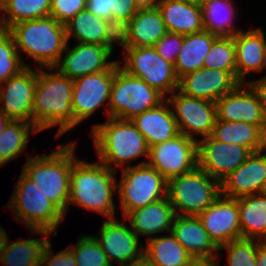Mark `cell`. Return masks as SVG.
Here are the masks:
<instances>
[{"label":"cell","instance_id":"1","mask_svg":"<svg viewBox=\"0 0 266 266\" xmlns=\"http://www.w3.org/2000/svg\"><path fill=\"white\" fill-rule=\"evenodd\" d=\"M73 86V80L58 70L50 73L38 67L32 123L39 131L60 124L56 134L60 137L74 128Z\"/></svg>","mask_w":266,"mask_h":266},{"label":"cell","instance_id":"2","mask_svg":"<svg viewBox=\"0 0 266 266\" xmlns=\"http://www.w3.org/2000/svg\"><path fill=\"white\" fill-rule=\"evenodd\" d=\"M114 174L103 163L76 159L72 164L68 207L73 203L108 219L115 218L113 193L117 191V179Z\"/></svg>","mask_w":266,"mask_h":266},{"label":"cell","instance_id":"3","mask_svg":"<svg viewBox=\"0 0 266 266\" xmlns=\"http://www.w3.org/2000/svg\"><path fill=\"white\" fill-rule=\"evenodd\" d=\"M8 31L18 53L22 49L41 68H54L62 59L67 45L66 27L53 16L22 21L12 25Z\"/></svg>","mask_w":266,"mask_h":266},{"label":"cell","instance_id":"4","mask_svg":"<svg viewBox=\"0 0 266 266\" xmlns=\"http://www.w3.org/2000/svg\"><path fill=\"white\" fill-rule=\"evenodd\" d=\"M90 135L100 163L115 172L125 162L144 155L148 158L149 147L131 120L109 117L106 123L93 125Z\"/></svg>","mask_w":266,"mask_h":266},{"label":"cell","instance_id":"5","mask_svg":"<svg viewBox=\"0 0 266 266\" xmlns=\"http://www.w3.org/2000/svg\"><path fill=\"white\" fill-rule=\"evenodd\" d=\"M58 147V150L45 156H29L22 171L66 216L72 164L77 158L74 156V142Z\"/></svg>","mask_w":266,"mask_h":266},{"label":"cell","instance_id":"6","mask_svg":"<svg viewBox=\"0 0 266 266\" xmlns=\"http://www.w3.org/2000/svg\"><path fill=\"white\" fill-rule=\"evenodd\" d=\"M12 194L7 207L13 211L16 221H23L29 229H42L57 234L55 230L64 219V213L23 171Z\"/></svg>","mask_w":266,"mask_h":266},{"label":"cell","instance_id":"7","mask_svg":"<svg viewBox=\"0 0 266 266\" xmlns=\"http://www.w3.org/2000/svg\"><path fill=\"white\" fill-rule=\"evenodd\" d=\"M166 100L163 94L150 87L141 78L127 73L120 67L114 69L107 112L109 117L132 120L146 110L159 106Z\"/></svg>","mask_w":266,"mask_h":266},{"label":"cell","instance_id":"8","mask_svg":"<svg viewBox=\"0 0 266 266\" xmlns=\"http://www.w3.org/2000/svg\"><path fill=\"white\" fill-rule=\"evenodd\" d=\"M220 195V182L198 166L168 181L167 197L177 215L198 216Z\"/></svg>","mask_w":266,"mask_h":266},{"label":"cell","instance_id":"9","mask_svg":"<svg viewBox=\"0 0 266 266\" xmlns=\"http://www.w3.org/2000/svg\"><path fill=\"white\" fill-rule=\"evenodd\" d=\"M116 193L126 217L131 211L167 197L168 181L147 162L122 168Z\"/></svg>","mask_w":266,"mask_h":266},{"label":"cell","instance_id":"10","mask_svg":"<svg viewBox=\"0 0 266 266\" xmlns=\"http://www.w3.org/2000/svg\"><path fill=\"white\" fill-rule=\"evenodd\" d=\"M124 52L125 65L119 64L127 73L141 78L164 96L178 90L174 65L165 61L154 47H128Z\"/></svg>","mask_w":266,"mask_h":266},{"label":"cell","instance_id":"11","mask_svg":"<svg viewBox=\"0 0 266 266\" xmlns=\"http://www.w3.org/2000/svg\"><path fill=\"white\" fill-rule=\"evenodd\" d=\"M148 162L167 181L198 166L197 140L180 133L163 143L150 146Z\"/></svg>","mask_w":266,"mask_h":266},{"label":"cell","instance_id":"12","mask_svg":"<svg viewBox=\"0 0 266 266\" xmlns=\"http://www.w3.org/2000/svg\"><path fill=\"white\" fill-rule=\"evenodd\" d=\"M177 91L178 93L174 91L166 100L174 107L172 111L179 132L193 140H197L194 134H199L201 139L211 136L217 119L216 103L189 97Z\"/></svg>","mask_w":266,"mask_h":266},{"label":"cell","instance_id":"13","mask_svg":"<svg viewBox=\"0 0 266 266\" xmlns=\"http://www.w3.org/2000/svg\"><path fill=\"white\" fill-rule=\"evenodd\" d=\"M252 153L247 147L221 142L211 136L197 140L198 167L220 183Z\"/></svg>","mask_w":266,"mask_h":266},{"label":"cell","instance_id":"14","mask_svg":"<svg viewBox=\"0 0 266 266\" xmlns=\"http://www.w3.org/2000/svg\"><path fill=\"white\" fill-rule=\"evenodd\" d=\"M114 69L88 74L73 80L72 109L74 127L87 120L110 99Z\"/></svg>","mask_w":266,"mask_h":266},{"label":"cell","instance_id":"15","mask_svg":"<svg viewBox=\"0 0 266 266\" xmlns=\"http://www.w3.org/2000/svg\"><path fill=\"white\" fill-rule=\"evenodd\" d=\"M66 55L50 71L57 70L72 80L94 74L108 69H115L119 61H108L112 51L105 45L80 43L74 48H69L68 42L65 47Z\"/></svg>","mask_w":266,"mask_h":266},{"label":"cell","instance_id":"16","mask_svg":"<svg viewBox=\"0 0 266 266\" xmlns=\"http://www.w3.org/2000/svg\"><path fill=\"white\" fill-rule=\"evenodd\" d=\"M100 236H94L113 265L116 260L120 266H128L144 257V247L139 248V237L124 222L108 219L100 227ZM129 263V264H128Z\"/></svg>","mask_w":266,"mask_h":266},{"label":"cell","instance_id":"17","mask_svg":"<svg viewBox=\"0 0 266 266\" xmlns=\"http://www.w3.org/2000/svg\"><path fill=\"white\" fill-rule=\"evenodd\" d=\"M5 83V84H4ZM4 84L5 88L2 86ZM37 72L27 67L20 74L0 84V111L11 120L32 123V108ZM3 87V89H2Z\"/></svg>","mask_w":266,"mask_h":266},{"label":"cell","instance_id":"18","mask_svg":"<svg viewBox=\"0 0 266 266\" xmlns=\"http://www.w3.org/2000/svg\"><path fill=\"white\" fill-rule=\"evenodd\" d=\"M198 218L218 248L241 238L237 198L220 195Z\"/></svg>","mask_w":266,"mask_h":266},{"label":"cell","instance_id":"19","mask_svg":"<svg viewBox=\"0 0 266 266\" xmlns=\"http://www.w3.org/2000/svg\"><path fill=\"white\" fill-rule=\"evenodd\" d=\"M244 85L240 83L215 102L217 119L257 125L266 134V120L258 96L248 83L246 89L242 88Z\"/></svg>","mask_w":266,"mask_h":266},{"label":"cell","instance_id":"20","mask_svg":"<svg viewBox=\"0 0 266 266\" xmlns=\"http://www.w3.org/2000/svg\"><path fill=\"white\" fill-rule=\"evenodd\" d=\"M239 84L231 72L203 67L182 76L179 79L178 90L189 97L216 102Z\"/></svg>","mask_w":266,"mask_h":266},{"label":"cell","instance_id":"21","mask_svg":"<svg viewBox=\"0 0 266 266\" xmlns=\"http://www.w3.org/2000/svg\"><path fill=\"white\" fill-rule=\"evenodd\" d=\"M265 150L252 153L236 170L220 183L221 195L239 198L266 192V153Z\"/></svg>","mask_w":266,"mask_h":266},{"label":"cell","instance_id":"22","mask_svg":"<svg viewBox=\"0 0 266 266\" xmlns=\"http://www.w3.org/2000/svg\"><path fill=\"white\" fill-rule=\"evenodd\" d=\"M261 28L243 30L236 33L235 57H236V78L245 84V75L248 72H261L266 68V39Z\"/></svg>","mask_w":266,"mask_h":266},{"label":"cell","instance_id":"23","mask_svg":"<svg viewBox=\"0 0 266 266\" xmlns=\"http://www.w3.org/2000/svg\"><path fill=\"white\" fill-rule=\"evenodd\" d=\"M171 232L193 258H218V247L210 239L198 216L176 214Z\"/></svg>","mask_w":266,"mask_h":266},{"label":"cell","instance_id":"24","mask_svg":"<svg viewBox=\"0 0 266 266\" xmlns=\"http://www.w3.org/2000/svg\"><path fill=\"white\" fill-rule=\"evenodd\" d=\"M168 106L169 102L165 100L159 106L146 110L131 120L144 136L148 147L163 143L180 134L173 111Z\"/></svg>","mask_w":266,"mask_h":266},{"label":"cell","instance_id":"25","mask_svg":"<svg viewBox=\"0 0 266 266\" xmlns=\"http://www.w3.org/2000/svg\"><path fill=\"white\" fill-rule=\"evenodd\" d=\"M157 7L168 32L189 35L204 30L200 4L183 0H159Z\"/></svg>","mask_w":266,"mask_h":266},{"label":"cell","instance_id":"26","mask_svg":"<svg viewBox=\"0 0 266 266\" xmlns=\"http://www.w3.org/2000/svg\"><path fill=\"white\" fill-rule=\"evenodd\" d=\"M175 216L174 207L171 205L169 198L166 197L131 211L125 219H129L131 229L138 237L146 235L150 239L151 235L160 232L170 233Z\"/></svg>","mask_w":266,"mask_h":266},{"label":"cell","instance_id":"27","mask_svg":"<svg viewBox=\"0 0 266 266\" xmlns=\"http://www.w3.org/2000/svg\"><path fill=\"white\" fill-rule=\"evenodd\" d=\"M158 7L139 9L128 26V47H153L167 33Z\"/></svg>","mask_w":266,"mask_h":266},{"label":"cell","instance_id":"28","mask_svg":"<svg viewBox=\"0 0 266 266\" xmlns=\"http://www.w3.org/2000/svg\"><path fill=\"white\" fill-rule=\"evenodd\" d=\"M217 37L218 35L205 29L197 33L183 35L182 47L174 65L178 79L203 68L204 59Z\"/></svg>","mask_w":266,"mask_h":266},{"label":"cell","instance_id":"29","mask_svg":"<svg viewBox=\"0 0 266 266\" xmlns=\"http://www.w3.org/2000/svg\"><path fill=\"white\" fill-rule=\"evenodd\" d=\"M30 232L31 234H40L43 237L40 239H18V241L11 243L7 236L0 256V263L5 266H40L44 249L51 241L46 237L52 233L42 229H30Z\"/></svg>","mask_w":266,"mask_h":266},{"label":"cell","instance_id":"30","mask_svg":"<svg viewBox=\"0 0 266 266\" xmlns=\"http://www.w3.org/2000/svg\"><path fill=\"white\" fill-rule=\"evenodd\" d=\"M211 137L221 142L247 147L253 153L266 150V134L257 125L246 122L216 119Z\"/></svg>","mask_w":266,"mask_h":266},{"label":"cell","instance_id":"31","mask_svg":"<svg viewBox=\"0 0 266 266\" xmlns=\"http://www.w3.org/2000/svg\"><path fill=\"white\" fill-rule=\"evenodd\" d=\"M241 238L266 241V192L237 198Z\"/></svg>","mask_w":266,"mask_h":266},{"label":"cell","instance_id":"32","mask_svg":"<svg viewBox=\"0 0 266 266\" xmlns=\"http://www.w3.org/2000/svg\"><path fill=\"white\" fill-rule=\"evenodd\" d=\"M147 241L144 257L155 266H184L193 258L172 232L168 237H151Z\"/></svg>","mask_w":266,"mask_h":266},{"label":"cell","instance_id":"33","mask_svg":"<svg viewBox=\"0 0 266 266\" xmlns=\"http://www.w3.org/2000/svg\"><path fill=\"white\" fill-rule=\"evenodd\" d=\"M106 26L107 20L83 9L65 24L67 42L74 36L77 43L105 45Z\"/></svg>","mask_w":266,"mask_h":266},{"label":"cell","instance_id":"34","mask_svg":"<svg viewBox=\"0 0 266 266\" xmlns=\"http://www.w3.org/2000/svg\"><path fill=\"white\" fill-rule=\"evenodd\" d=\"M52 0H2L0 12L7 16L0 18V28L8 30L12 25L36 20L50 15Z\"/></svg>","mask_w":266,"mask_h":266},{"label":"cell","instance_id":"35","mask_svg":"<svg viewBox=\"0 0 266 266\" xmlns=\"http://www.w3.org/2000/svg\"><path fill=\"white\" fill-rule=\"evenodd\" d=\"M32 127V128H31ZM30 130L40 132L33 123L11 120L0 133V166L16 159L27 147Z\"/></svg>","mask_w":266,"mask_h":266},{"label":"cell","instance_id":"36","mask_svg":"<svg viewBox=\"0 0 266 266\" xmlns=\"http://www.w3.org/2000/svg\"><path fill=\"white\" fill-rule=\"evenodd\" d=\"M201 6L205 30L218 36H234L240 31L231 22L235 16L231 0H203Z\"/></svg>","mask_w":266,"mask_h":266},{"label":"cell","instance_id":"37","mask_svg":"<svg viewBox=\"0 0 266 266\" xmlns=\"http://www.w3.org/2000/svg\"><path fill=\"white\" fill-rule=\"evenodd\" d=\"M203 67L228 71L236 77L234 37L218 36L204 59Z\"/></svg>","mask_w":266,"mask_h":266},{"label":"cell","instance_id":"38","mask_svg":"<svg viewBox=\"0 0 266 266\" xmlns=\"http://www.w3.org/2000/svg\"><path fill=\"white\" fill-rule=\"evenodd\" d=\"M20 55L11 33L0 28V84L29 67Z\"/></svg>","mask_w":266,"mask_h":266},{"label":"cell","instance_id":"39","mask_svg":"<svg viewBox=\"0 0 266 266\" xmlns=\"http://www.w3.org/2000/svg\"><path fill=\"white\" fill-rule=\"evenodd\" d=\"M80 237L76 246L69 245L77 266H113L95 237L92 235Z\"/></svg>","mask_w":266,"mask_h":266},{"label":"cell","instance_id":"40","mask_svg":"<svg viewBox=\"0 0 266 266\" xmlns=\"http://www.w3.org/2000/svg\"><path fill=\"white\" fill-rule=\"evenodd\" d=\"M261 242L256 239L239 238L220 246L218 251H227L228 266H256L257 248Z\"/></svg>","mask_w":266,"mask_h":266},{"label":"cell","instance_id":"41","mask_svg":"<svg viewBox=\"0 0 266 266\" xmlns=\"http://www.w3.org/2000/svg\"><path fill=\"white\" fill-rule=\"evenodd\" d=\"M128 26L129 22L119 18L107 20L105 46L113 52V43L120 44L123 50L128 48Z\"/></svg>","mask_w":266,"mask_h":266},{"label":"cell","instance_id":"42","mask_svg":"<svg viewBox=\"0 0 266 266\" xmlns=\"http://www.w3.org/2000/svg\"><path fill=\"white\" fill-rule=\"evenodd\" d=\"M182 43L183 35L167 32L155 43L153 47L165 61L175 65Z\"/></svg>","mask_w":266,"mask_h":266},{"label":"cell","instance_id":"43","mask_svg":"<svg viewBox=\"0 0 266 266\" xmlns=\"http://www.w3.org/2000/svg\"><path fill=\"white\" fill-rule=\"evenodd\" d=\"M83 9H86V0H52L50 16L65 25Z\"/></svg>","mask_w":266,"mask_h":266},{"label":"cell","instance_id":"44","mask_svg":"<svg viewBox=\"0 0 266 266\" xmlns=\"http://www.w3.org/2000/svg\"><path fill=\"white\" fill-rule=\"evenodd\" d=\"M50 247L49 241L44 249L40 266H77L75 256L69 247L56 255H53L54 251H51Z\"/></svg>","mask_w":266,"mask_h":266},{"label":"cell","instance_id":"45","mask_svg":"<svg viewBox=\"0 0 266 266\" xmlns=\"http://www.w3.org/2000/svg\"><path fill=\"white\" fill-rule=\"evenodd\" d=\"M111 17L130 21L139 10L133 0H110Z\"/></svg>","mask_w":266,"mask_h":266},{"label":"cell","instance_id":"46","mask_svg":"<svg viewBox=\"0 0 266 266\" xmlns=\"http://www.w3.org/2000/svg\"><path fill=\"white\" fill-rule=\"evenodd\" d=\"M86 9L99 18H111L110 0H86Z\"/></svg>","mask_w":266,"mask_h":266},{"label":"cell","instance_id":"47","mask_svg":"<svg viewBox=\"0 0 266 266\" xmlns=\"http://www.w3.org/2000/svg\"><path fill=\"white\" fill-rule=\"evenodd\" d=\"M253 91L257 94L265 120H266V75L259 80L248 82Z\"/></svg>","mask_w":266,"mask_h":266},{"label":"cell","instance_id":"48","mask_svg":"<svg viewBox=\"0 0 266 266\" xmlns=\"http://www.w3.org/2000/svg\"><path fill=\"white\" fill-rule=\"evenodd\" d=\"M218 261L211 258H192L184 266H217Z\"/></svg>","mask_w":266,"mask_h":266},{"label":"cell","instance_id":"49","mask_svg":"<svg viewBox=\"0 0 266 266\" xmlns=\"http://www.w3.org/2000/svg\"><path fill=\"white\" fill-rule=\"evenodd\" d=\"M256 266H266V241L261 242L257 248Z\"/></svg>","mask_w":266,"mask_h":266},{"label":"cell","instance_id":"50","mask_svg":"<svg viewBox=\"0 0 266 266\" xmlns=\"http://www.w3.org/2000/svg\"><path fill=\"white\" fill-rule=\"evenodd\" d=\"M138 9L156 7L159 0H133Z\"/></svg>","mask_w":266,"mask_h":266},{"label":"cell","instance_id":"51","mask_svg":"<svg viewBox=\"0 0 266 266\" xmlns=\"http://www.w3.org/2000/svg\"><path fill=\"white\" fill-rule=\"evenodd\" d=\"M128 266H155V265L152 264L146 257H143V258L131 263Z\"/></svg>","mask_w":266,"mask_h":266},{"label":"cell","instance_id":"52","mask_svg":"<svg viewBox=\"0 0 266 266\" xmlns=\"http://www.w3.org/2000/svg\"><path fill=\"white\" fill-rule=\"evenodd\" d=\"M10 121L11 119L0 111V133L4 131Z\"/></svg>","mask_w":266,"mask_h":266},{"label":"cell","instance_id":"53","mask_svg":"<svg viewBox=\"0 0 266 266\" xmlns=\"http://www.w3.org/2000/svg\"><path fill=\"white\" fill-rule=\"evenodd\" d=\"M7 236L8 235L6 234L3 227H0V256H1V253L3 251Z\"/></svg>","mask_w":266,"mask_h":266},{"label":"cell","instance_id":"54","mask_svg":"<svg viewBox=\"0 0 266 266\" xmlns=\"http://www.w3.org/2000/svg\"><path fill=\"white\" fill-rule=\"evenodd\" d=\"M183 1L193 2V3L200 4V5L203 2V0H183Z\"/></svg>","mask_w":266,"mask_h":266}]
</instances>
